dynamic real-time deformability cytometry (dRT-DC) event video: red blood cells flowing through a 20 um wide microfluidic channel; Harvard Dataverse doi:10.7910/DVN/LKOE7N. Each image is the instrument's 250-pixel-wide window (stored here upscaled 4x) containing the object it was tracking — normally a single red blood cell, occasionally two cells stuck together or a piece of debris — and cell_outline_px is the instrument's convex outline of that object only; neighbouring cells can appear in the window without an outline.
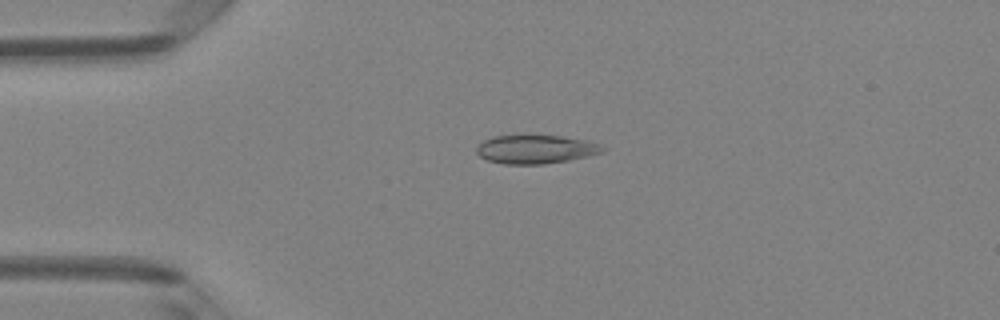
{"species": "Egyptian fruit bat (a non-hibernating species)", "species_latin": "Rousettus aegyptiacus", "temperature_condition": "room temperature", "stored_images_in_passage": 49, "camera_frame_rate_fps": 3000, "um_per_image_px": 0.085, "animal": {"sex": "female"}, "frame": {"image": 1, "passage_image": 12, "time_ms": 3.667, "image_size_px": [1000, 320], "cell_outline_px": [[608, 148], [604, 152], [588, 156], [568, 160], [544, 164], [504, 164], [488, 160], [480, 156], [476, 152], [476, 144], [492, 136], [528, 132], [560, 136], [588, 140], [600, 144]], "centroid_in_image_um": [45.52, 12.63], "position_along_channel_um": 39.5, "area_um2": 22.08}}
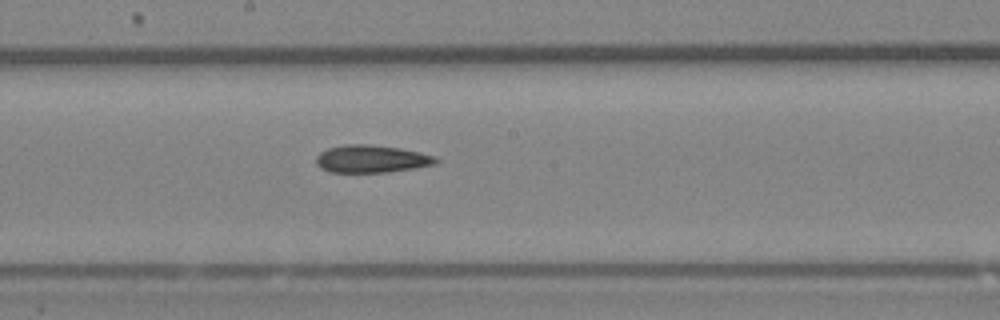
{"frame": {"image": 2, "passage_image": 27, "time_ms": 8.667, "image_size_px": [1000, 320], "cell_outline_px": [[440, 160], [436, 164], [416, 168], [388, 172], [328, 172], [320, 168], [316, 164], [316, 156], [320, 152], [328, 148], [344, 144], [368, 144], [400, 148], [420, 152], [436, 156]], "centroid_in_image_um": [31.59, 13.51], "position_along_channel_um": 216.6, "area_um2": 19.48}}
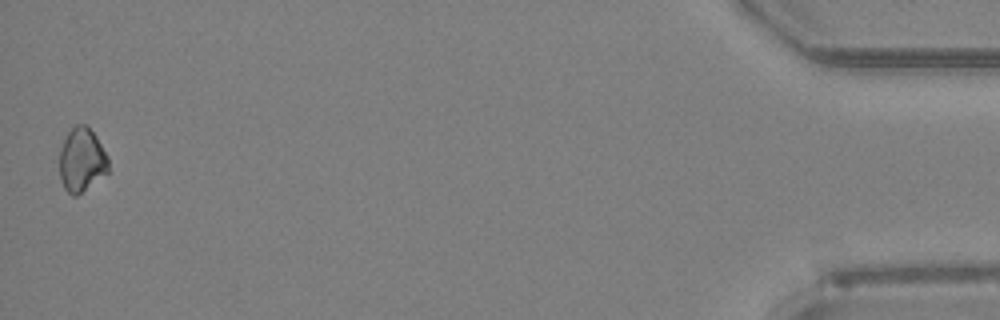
{"frame": {"image": 3, "passage_image": 49, "time_ms": 16.0, "image_size_px": [1000, 320], "cell_outline_px": [[108, 172], [76, 196], [72, 196], [64, 188], [60, 180], [60, 148], [68, 132], [76, 124], [84, 124], [96, 136], [108, 156]], "centroid_in_image_um": [6.94, 13.6], "position_along_channel_um": 428.3, "area_um2": 18.03}, "authors_computed_cell_mechanics": {"area_um2": 19.3052, "velocity_mm_per_s": 4.1299, "shape_relaxation_time_tau1_ms": 8.3661, "shape_relaxation_time_tau2_ms": 6.8481, "deformation_change_tau1": 0.1263, "deformation_change_tau2": 0.1159}}